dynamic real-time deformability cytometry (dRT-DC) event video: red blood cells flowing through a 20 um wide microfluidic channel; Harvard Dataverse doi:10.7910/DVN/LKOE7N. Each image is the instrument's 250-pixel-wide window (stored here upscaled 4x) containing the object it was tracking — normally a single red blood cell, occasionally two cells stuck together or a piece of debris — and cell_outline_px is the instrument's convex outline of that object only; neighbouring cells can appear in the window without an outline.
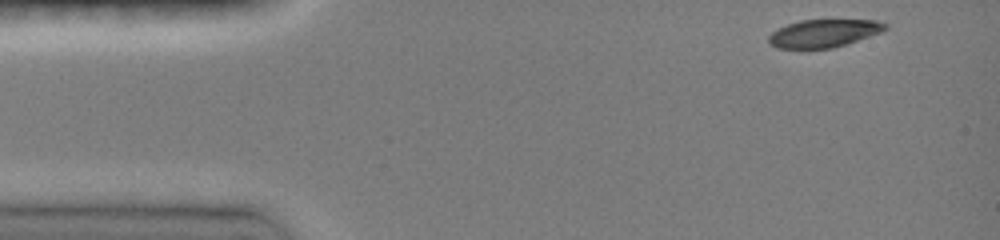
{"species": "common noctule bat (a hibernating species)", "species_latin": "Nyctalus noctula", "temperature_condition": "room temperature", "stored_images_in_passage": 47, "camera_frame_rate_fps": 3000, "um_per_image_px": 0.085, "animal": {"sex": "female", "body_mass_g": 19.0, "forearm_length_mm": 51.5}, "frame": {"image": 1, "passage_image": 1, "time_ms": 0.0, "image_size_px": [1000, 240], "cell_outline_px": [[888, 28], [880, 32], [832, 48], [776, 48], [768, 44], [768, 36], [772, 32], [788, 24], [800, 20], [876, 20], [888, 24]], "centroid_in_image_um": [69.99, 2.82], "position_along_channel_um": 15.0, "area_um2": 18.67}}
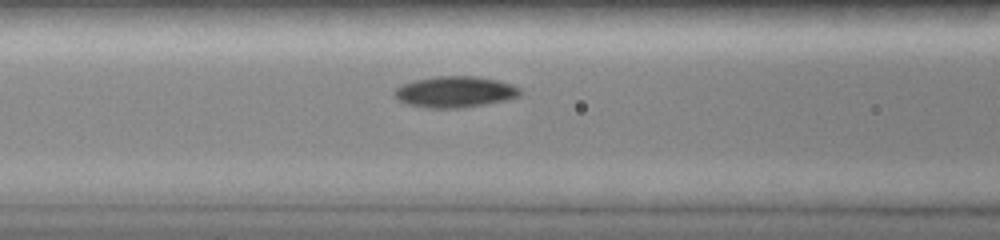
{"frame": {"image": 2, "passage_image": 19, "time_ms": 5.0, "image_size_px": [1000, 240], "cell_outline_px": [[520, 96], [508, 100], [460, 108], [424, 108], [408, 104], [392, 96], [392, 92], [400, 84], [416, 80], [436, 76], [472, 76], [500, 80], [512, 84], [520, 88]], "centroid_in_image_um": [38.66, 7.81], "position_along_channel_um": 127.9, "area_um2": 23.0}}
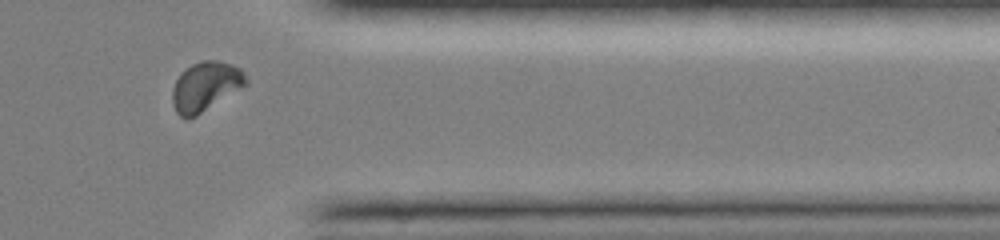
{"frame": {"image": 3, "passage_image": 43, "time_ms": 11.667, "image_size_px": [1000, 240], "cell_outline_px": [[248, 84], [196, 116], [188, 120], [184, 120], [176, 112], [172, 104], [172, 88], [180, 72], [184, 68], [200, 60], [220, 60], [232, 64], [240, 68], [244, 72], [248, 80]], "centroid_in_image_um": [17.45, 7.34], "position_along_channel_um": 393.9, "area_um2": 21.56}, "authors_computed_cell_mechanics": {"area_um2": 21.5594, "velocity_mm_per_s": 4.0202, "shape_relaxation_time_tau1_ms": 3.2, "shape_relaxation_time_tau2_ms": null, "deformation_change_tau1": 0.1383, "deformation_change_tau2": null}}